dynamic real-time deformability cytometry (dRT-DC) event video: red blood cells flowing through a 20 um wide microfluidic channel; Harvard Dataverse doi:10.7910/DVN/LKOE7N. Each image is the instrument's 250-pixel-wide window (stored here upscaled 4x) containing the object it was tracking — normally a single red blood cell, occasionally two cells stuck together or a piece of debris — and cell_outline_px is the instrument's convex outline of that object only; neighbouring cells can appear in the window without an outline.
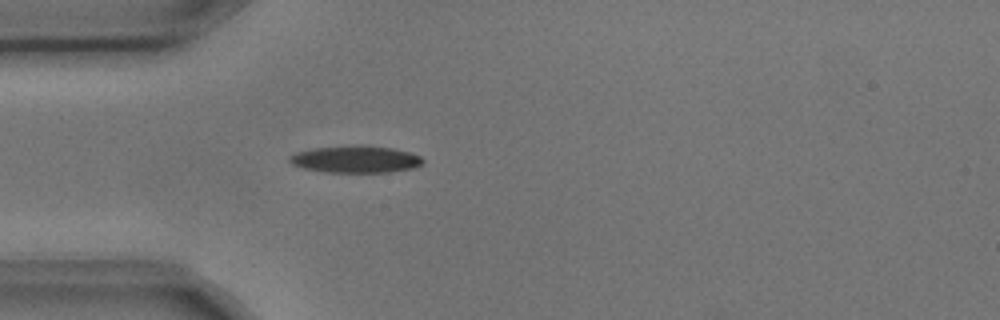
{"species": "common noctule bat (a hibernating species)", "species_latin": "Nyctalus noctula", "temperature_condition": "cold", "stored_images_in_passage": 1, "camera_frame_rate_fps": 3000, "um_per_image_px": 0.085, "animal": {"sex": "male", "body_mass_g": 17.9, "forearm_length_mm": 54.2}, "frame": {"image": 1, "passage_image": 1, "time_ms": 0.0, "image_size_px": [1000, 320], "cell_outline_px": [[424, 160], [420, 164], [412, 168], [388, 172], [324, 172], [304, 168], [292, 164], [288, 160], [288, 156], [296, 152], [316, 148], [356, 144], [364, 144], [392, 148], [408, 152], [420, 156]], "centroid_in_image_um": [30.19, 13.52], "position_along_channel_um": 54.8, "area_um2": 21.04}}